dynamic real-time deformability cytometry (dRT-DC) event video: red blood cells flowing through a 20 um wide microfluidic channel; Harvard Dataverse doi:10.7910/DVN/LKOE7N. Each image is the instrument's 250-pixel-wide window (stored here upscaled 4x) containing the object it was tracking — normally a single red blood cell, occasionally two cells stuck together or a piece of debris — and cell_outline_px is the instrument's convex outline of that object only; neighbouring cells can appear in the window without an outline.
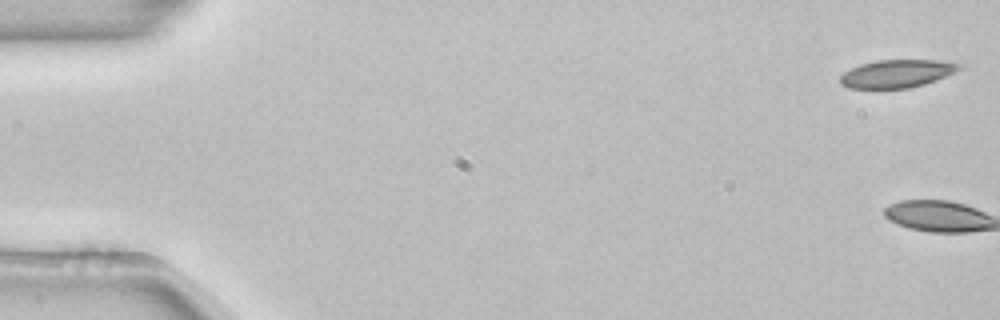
{"species": "common noctule bat (a hibernating species)", "species_latin": "Nyctalus noctula", "temperature_condition": "room temperature", "stored_images_in_passage": 2, "camera_frame_rate_fps": 3000, "um_per_image_px": 0.085, "animal": {"sex": "female", "body_mass_g": 22.7, "forearm_length_mm": 54.2}, "frame": {"image": 1, "passage_image": 1, "time_ms": 0.0, "image_size_px": [1000, 320], "cell_outline_px": [[964, 68], [956, 72], [936, 80], [924, 84], [908, 88], [848, 88], [840, 84], [840, 76], [844, 72], [860, 64], [876, 60], [936, 60], [964, 64]], "centroid_in_image_um": [76.27, 6.25], "position_along_channel_um": 8.7, "area_um2": 19.48}}